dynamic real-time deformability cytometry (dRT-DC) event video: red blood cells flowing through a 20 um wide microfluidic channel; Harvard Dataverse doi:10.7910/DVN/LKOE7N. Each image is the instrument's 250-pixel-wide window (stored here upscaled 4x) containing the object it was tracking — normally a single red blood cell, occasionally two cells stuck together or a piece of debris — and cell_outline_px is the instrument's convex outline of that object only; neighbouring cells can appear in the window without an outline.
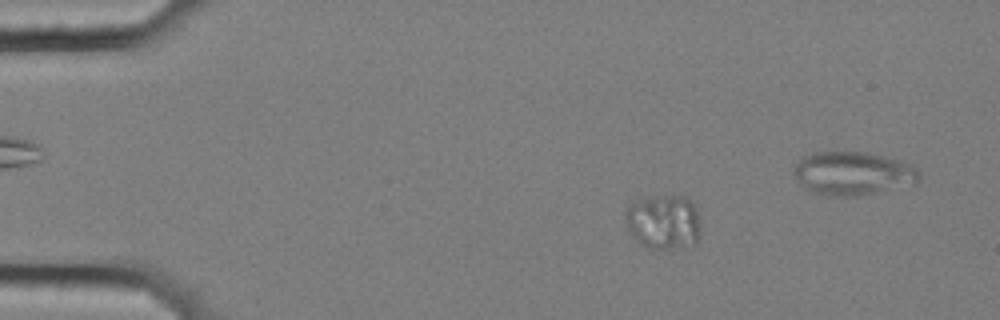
{"species": "common noctule bat (a hibernating species)", "species_latin": "Nyctalus noctula", "temperature_condition": "cold", "stored_images_in_passage": 60, "camera_frame_rate_fps": 3000, "um_per_image_px": 0.085, "animal": {"sex": "female", "body_mass_g": 25.1}, "frame": {"image": 1, "passage_image": 11, "time_ms": 3.333, "image_size_px": [1000, 320], "cell_outline_px": [[700, 236], [696, 244], [684, 248], [648, 248], [640, 244], [632, 236], [628, 228], [624, 216], [624, 212], [632, 200], [644, 196], [688, 196], [696, 204], [700, 220]], "centroid_in_image_um": [56.42, 18.83], "position_along_channel_um": 28.6, "area_um2": 24.91}}
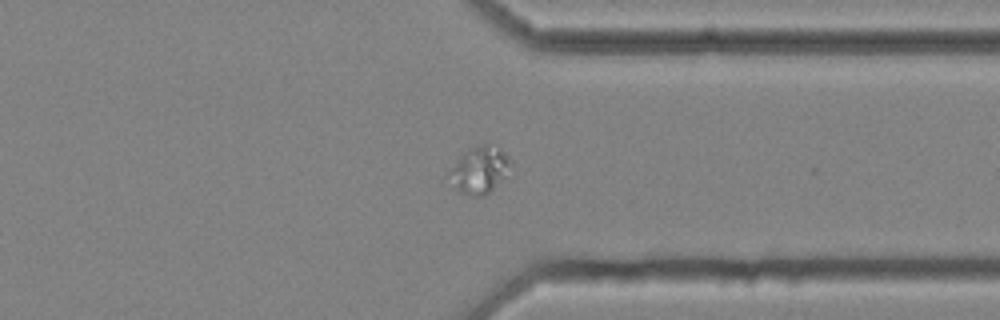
{"frame": {"image": 2, "passage_image": 46, "time_ms": 15.0, "image_size_px": [1000, 320], "cell_outline_px": [[508, 164], [504, 176], [484, 196], [472, 196], [460, 192], [444, 176], [468, 148], [476, 144], [488, 144], [500, 148], [508, 156]], "centroid_in_image_um": [40.67, 14.43], "position_along_channel_um": 370.7, "area_um2": 16.42}}
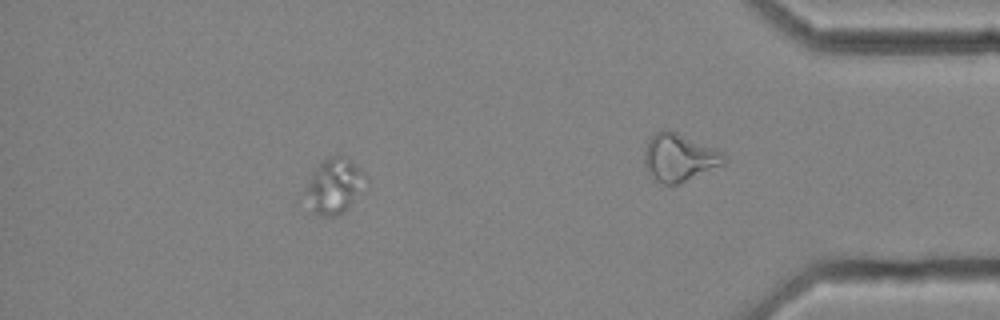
{"frame": {"image": 3, "passage_image": 53, "time_ms": 17.333, "image_size_px": [1000, 320], "cell_outline_px": [[360, 172], [348, 204], [344, 212], [336, 216], [320, 216], [312, 212], [308, 192], [308, 180], [312, 172], [328, 156], [348, 156], [356, 164]], "centroid_in_image_um": [28.26, 15.77], "position_along_channel_um": 406.9, "area_um2": 17.17}}